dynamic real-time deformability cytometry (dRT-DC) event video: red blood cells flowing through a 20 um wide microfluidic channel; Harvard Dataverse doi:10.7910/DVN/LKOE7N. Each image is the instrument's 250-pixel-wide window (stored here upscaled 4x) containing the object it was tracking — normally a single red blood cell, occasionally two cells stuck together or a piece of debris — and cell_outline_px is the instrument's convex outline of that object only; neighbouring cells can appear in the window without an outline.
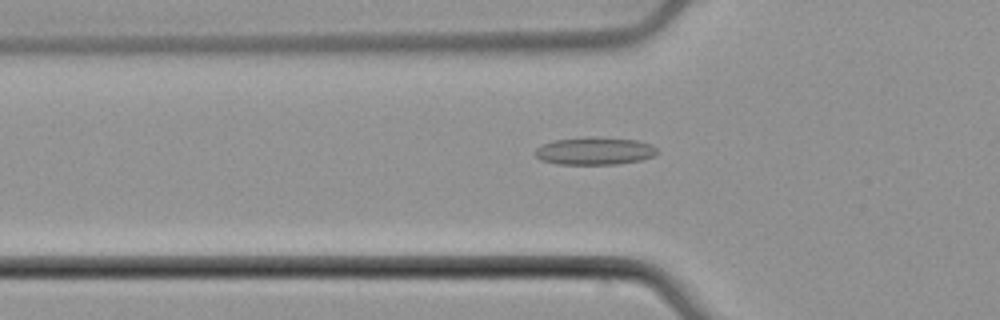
{"species": "common noctule bat (a hibernating species)", "species_latin": "Nyctalus noctula", "temperature_condition": "cold", "stored_images_in_passage": 49, "camera_frame_rate_fps": 3000, "um_per_image_px": 0.085, "animal": {"sex": "male", "body_mass_g": 21.5, "forearm_length_mm": 52.0}, "frame": {"image": 1, "passage_image": 19, "time_ms": 6.0, "image_size_px": [1000, 320], "cell_outline_px": [[660, 152], [652, 156], [640, 160], [616, 164], [560, 164], [540, 160], [536, 156], [536, 148], [544, 144], [556, 140], [584, 136], [600, 136], [636, 140], [652, 144]], "centroid_in_image_um": [50.57, 12.81], "position_along_channel_um": 75.2, "area_um2": 19.77}}
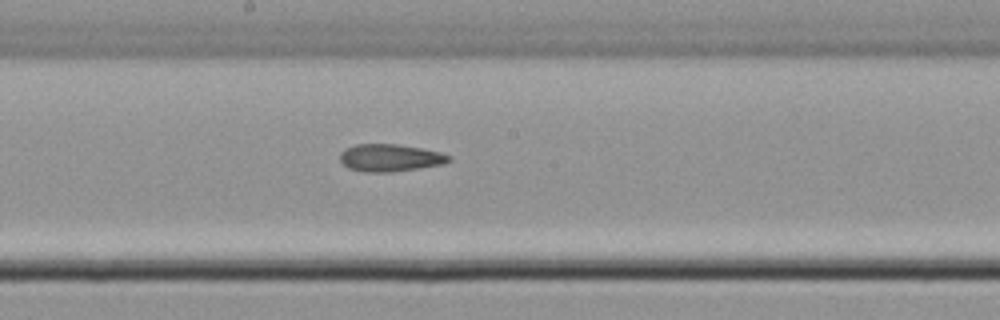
{"frame": {"image": 2, "passage_image": 30, "time_ms": 9.667, "image_size_px": [1000, 320], "cell_outline_px": [[452, 160], [444, 164], [392, 172], [364, 172], [348, 168], [340, 160], [340, 152], [344, 148], [356, 144], [396, 144], [420, 148], [440, 152], [452, 156]], "centroid_in_image_um": [33.15, 13.41], "position_along_channel_um": 215.0, "area_um2": 17.46}}
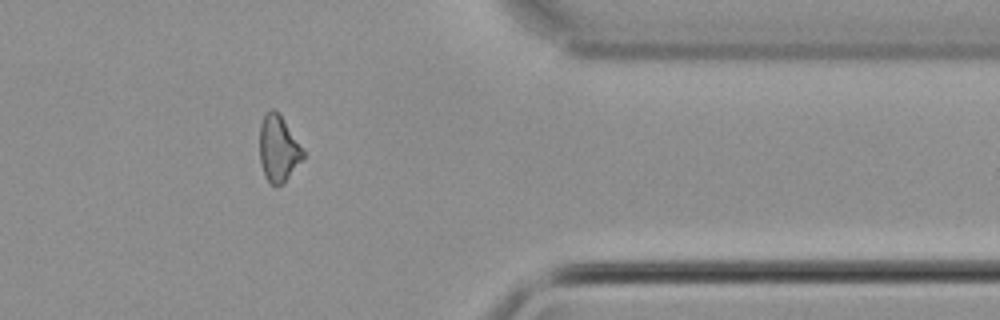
{"frame": {"image": 3, "passage_image": 45, "time_ms": 14.667, "image_size_px": [1000, 320], "cell_outline_px": [[304, 156], [284, 184], [272, 184], [264, 176], [260, 164], [260, 124], [264, 112], [272, 108], [280, 116], [304, 152]], "centroid_in_image_um": [23.62, 12.65], "position_along_channel_um": 387.8, "area_um2": 16.36}, "authors_computed_cell_mechanics": {"area_um2": 17.4556, "velocity_mm_per_s": 3.8082, "shape_relaxation_time_tau1_ms": null, "shape_relaxation_time_tau2_ms": 7.1736, "deformation_change_tau1": null, "deformation_change_tau2": 0.1712}}